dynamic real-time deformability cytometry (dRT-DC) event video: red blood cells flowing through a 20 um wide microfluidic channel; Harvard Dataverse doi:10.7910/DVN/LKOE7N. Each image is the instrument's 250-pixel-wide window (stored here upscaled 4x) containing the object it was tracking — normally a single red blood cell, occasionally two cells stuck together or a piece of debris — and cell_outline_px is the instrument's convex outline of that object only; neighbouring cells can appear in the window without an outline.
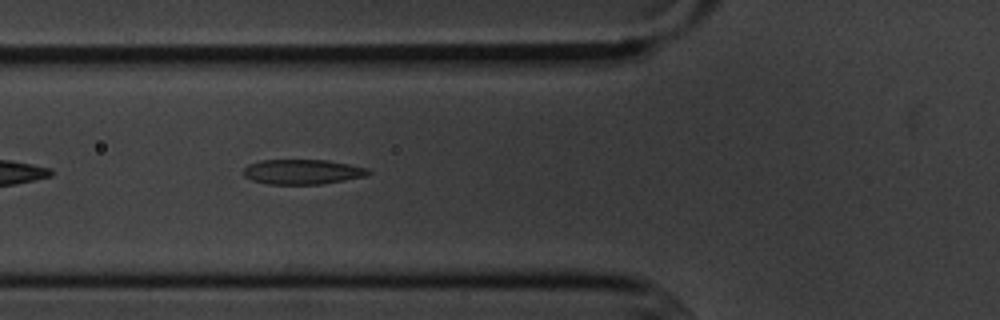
{"species": "common noctule bat (a hibernating species)", "species_latin": "Nyctalus noctula", "temperature_condition": "cold", "stored_images_in_passage": 5, "camera_frame_rate_fps": 3000, "um_per_image_px": 0.085, "animal": {"sex": "male", "body_mass_g": 20.1, "forearm_length_mm": 53.5}, "frame": {"image": 1, "passage_image": 5, "time_ms": 4.667, "image_size_px": [1000, 320], "cell_outline_px": [[372, 172], [368, 176], [320, 184], [268, 184], [252, 180], [244, 176], [244, 168], [248, 164], [260, 160], [328, 160], [368, 168]], "centroid_in_image_um": [25.72, 14.6], "position_along_channel_um": 100.1, "area_um2": 18.15}}